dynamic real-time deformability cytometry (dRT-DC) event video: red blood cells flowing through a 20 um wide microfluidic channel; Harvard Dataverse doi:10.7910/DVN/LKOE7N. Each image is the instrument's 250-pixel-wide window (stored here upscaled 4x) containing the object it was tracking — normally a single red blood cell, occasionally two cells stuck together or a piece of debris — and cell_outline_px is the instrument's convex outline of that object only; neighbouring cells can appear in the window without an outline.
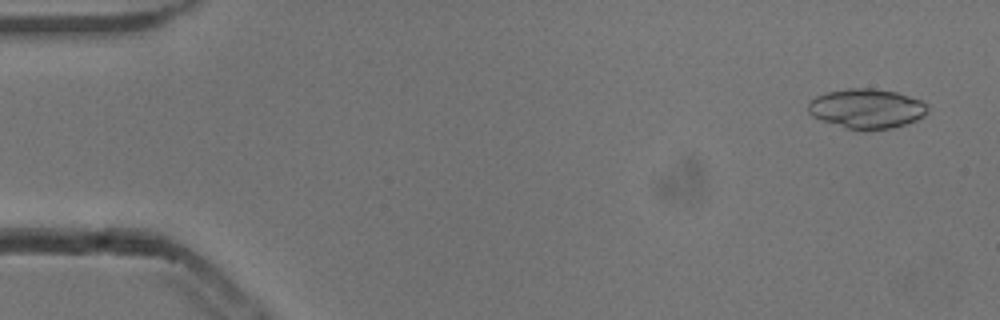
{"species": "common noctule bat (a hibernating species)", "species_latin": "Nyctalus noctula", "temperature_condition": "cold", "stored_images_in_passage": 53, "camera_frame_rate_fps": 3000, "um_per_image_px": 0.085, "animal": {"sex": "male", "body_mass_g": 13.3}, "frame": {"image": 1, "passage_image": 3, "time_ms": 0.667, "image_size_px": [1000, 320], "cell_outline_px": [[928, 112], [924, 116], [916, 120], [892, 128], [848, 128], [820, 120], [812, 116], [808, 112], [808, 100], [816, 96], [828, 92], [848, 88], [872, 88], [896, 92], [920, 100], [928, 104]], "centroid_in_image_um": [73.65, 9.2], "position_along_channel_um": 11.3, "area_um2": 27.28}}
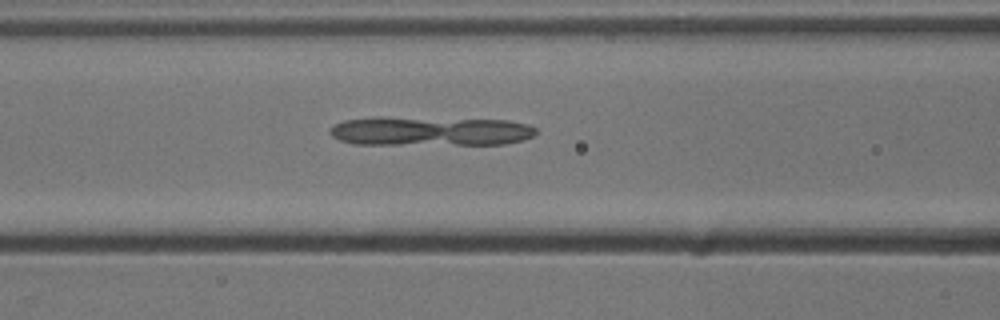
{"frame": {"image": 2, "passage_image": 22, "time_ms": 7.0, "image_size_px": [1000, 320], "cell_outline_px": [[536, 132], [532, 136], [524, 140], [504, 144], [352, 144], [340, 140], [332, 136], [328, 132], [328, 128], [332, 124], [344, 120], [376, 116], [388, 116], [508, 120], [528, 124], [536, 128]], "centroid_in_image_um": [36.51, 11.13], "position_along_channel_um": 130.1, "area_um2": 35.89}}
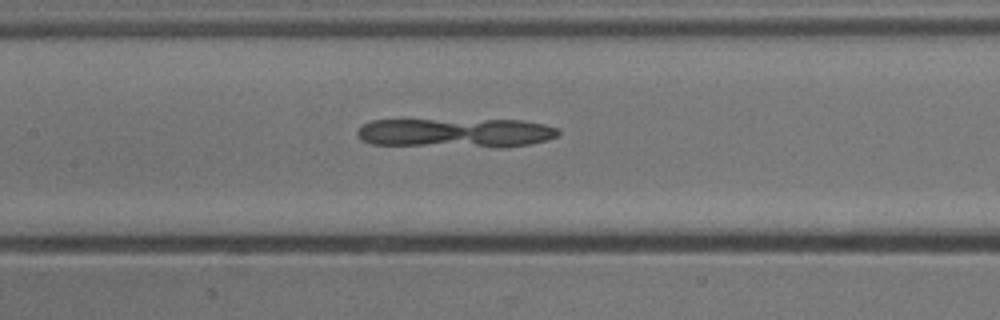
{"frame": {"image": 3, "passage_image": 25, "time_ms": 8.0, "image_size_px": [1000, 320], "cell_outline_px": [[560, 132], [556, 136], [548, 140], [528, 144], [504, 148], [496, 148], [372, 144], [360, 140], [356, 132], [364, 124], [372, 120], [524, 120], [544, 124], [560, 128]], "centroid_in_image_um": [38.79, 11.3], "position_along_channel_um": 168.6, "area_um2": 34.85}}